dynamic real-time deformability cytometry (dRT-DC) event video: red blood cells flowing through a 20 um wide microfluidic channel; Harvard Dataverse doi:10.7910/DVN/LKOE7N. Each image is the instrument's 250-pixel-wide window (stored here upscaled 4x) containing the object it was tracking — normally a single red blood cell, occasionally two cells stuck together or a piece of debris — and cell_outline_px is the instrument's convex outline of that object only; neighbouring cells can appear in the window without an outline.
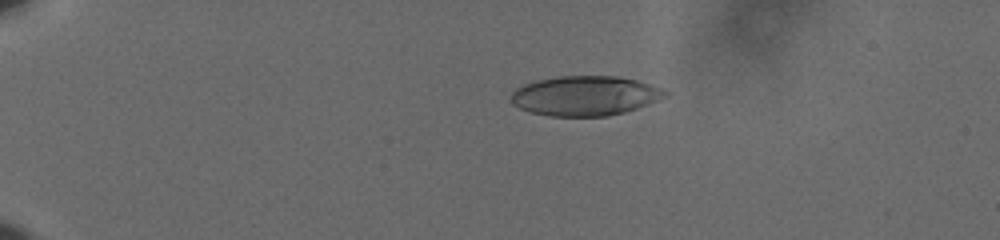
{"species": "human", "species_latin": "Homo sapiens", "temperature_condition": "cold", "stored_images_in_passage": 56, "camera_frame_rate_fps": 3000, "um_per_image_px": 0.085, "donor": {"sex": "male"}, "frame": {"image": 1, "passage_image": 11, "time_ms": 3.333, "image_size_px": [1000, 240], "cell_outline_px": [[668, 96], [648, 104], [624, 112], [608, 116], [548, 116], [528, 112], [512, 104], [512, 92], [516, 88], [524, 84], [536, 80], [560, 76], [616, 76], [636, 80], [660, 88], [668, 92]], "centroid_in_image_um": [49.71, 8.14], "position_along_channel_um": 35.3, "area_um2": 35.6}}
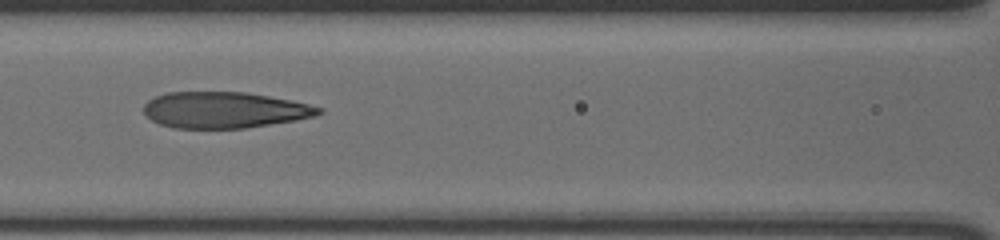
{"frame": {"image": 2, "passage_image": 27, "time_ms": 8.667, "image_size_px": [1000, 240], "cell_outline_px": [[324, 112], [312, 116], [296, 120], [244, 128], [172, 128], [160, 124], [152, 120], [144, 112], [144, 104], [148, 100], [156, 96], [168, 92], [244, 92], [292, 100], [324, 108]], "centroid_in_image_um": [19.07, 9.35], "position_along_channel_um": 147.5, "area_um2": 36.76}}
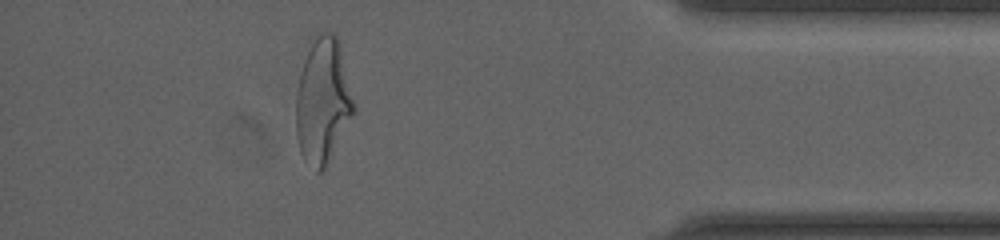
{"frame": {"image": 3, "passage_image": 51, "time_ms": 16.667, "image_size_px": [1000, 240], "cell_outline_px": [[356, 108], [324, 168], [320, 172], [316, 172], [304, 160], [300, 152], [296, 136], [296, 92], [300, 72], [304, 60], [316, 32], [332, 32], [336, 36], [340, 44], [356, 104]], "centroid_in_image_um": [27.43, 8.54], "position_along_channel_um": 407.8, "area_um2": 42.19}, "authors_computed_cell_mechanics": {"area_um2": 37.4833, "velocity_mm_per_s": 3.6339, "shape_relaxation_time_tau1_ms": 6.6662, "shape_relaxation_time_tau2_ms": 1.3698, "deformation_change_tau1": 0.25, "deformation_change_tau2": 0.1102}}